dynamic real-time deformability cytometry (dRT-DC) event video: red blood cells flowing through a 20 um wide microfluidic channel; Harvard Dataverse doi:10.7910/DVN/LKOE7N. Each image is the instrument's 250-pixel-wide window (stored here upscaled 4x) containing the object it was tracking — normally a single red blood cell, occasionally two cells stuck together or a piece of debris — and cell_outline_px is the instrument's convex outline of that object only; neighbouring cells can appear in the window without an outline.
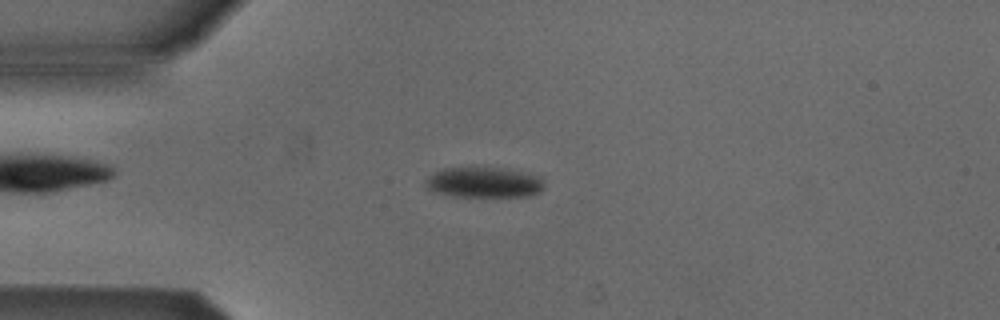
{"species": "Egyptian fruit bat (a non-hibernating species)", "species_latin": "Rousettus aegyptiacus", "temperature_condition": "cold", "stored_images_in_passage": 53, "camera_frame_rate_fps": 3000, "um_per_image_px": 0.085, "animal": {"sex": "male"}, "frame": {"image": 1, "passage_image": 13, "time_ms": 4.0, "image_size_px": [1000, 320], "cell_outline_px": [[544, 188], [540, 192], [528, 196], [452, 196], [436, 192], [428, 188], [424, 180], [428, 176], [444, 168], [500, 168], [540, 176], [544, 180]], "centroid_in_image_um": [41.15, 15.51], "position_along_channel_um": 43.8, "area_um2": 20.81}}
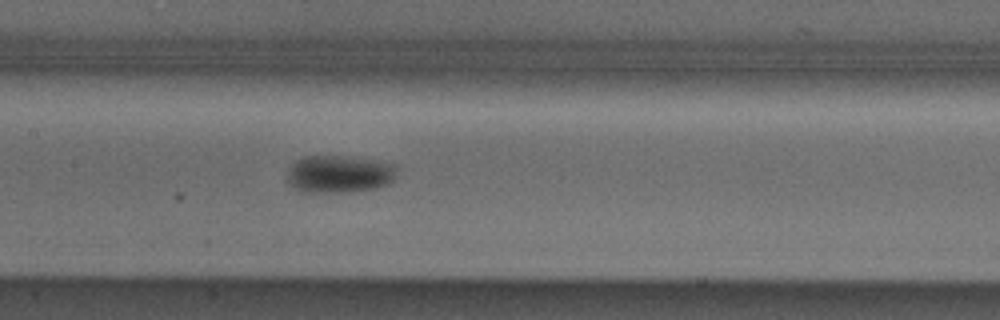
{"frame": {"image": 2, "passage_image": 25, "time_ms": 8.0, "image_size_px": [1000, 320], "cell_outline_px": [[396, 176], [388, 184], [372, 188], [344, 192], [300, 192], [288, 184], [288, 172], [292, 164], [296, 160], [304, 156], [340, 156], [372, 160], [396, 164]], "centroid_in_image_um": [28.8, 14.79], "position_along_channel_um": 178.6, "area_um2": 23.81}}
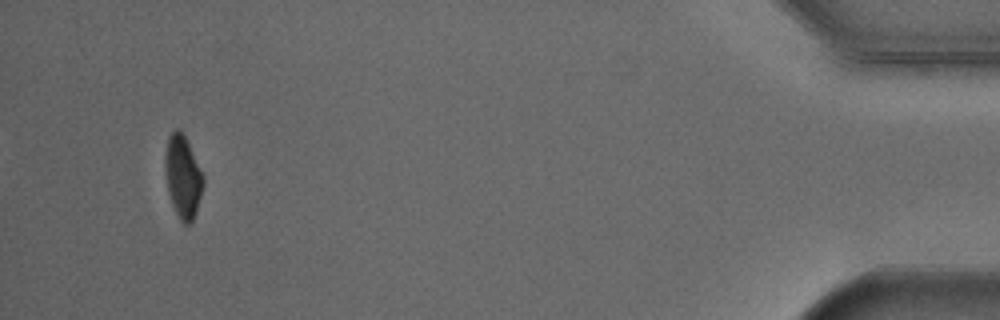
{"frame": {"image": 3, "passage_image": 50, "time_ms": 16.333, "image_size_px": [1000, 320], "cell_outline_px": [[204, 184], [196, 212], [192, 220], [188, 224], [184, 224], [180, 220], [172, 204], [168, 192], [164, 168], [164, 156], [168, 136], [176, 128], [180, 128], [204, 176]], "centroid_in_image_um": [15.52, 15.01], "position_along_channel_um": 419.7, "area_um2": 18.26}, "authors_computed_cell_mechanics": {"area_um2": 20.4034, "velocity_mm_per_s": 3.8645, "shape_relaxation_time_tau1_ms": 2.5084, "shape_relaxation_time_tau2_ms": null, "deformation_change_tau1": 0.0779, "deformation_change_tau2": null}}